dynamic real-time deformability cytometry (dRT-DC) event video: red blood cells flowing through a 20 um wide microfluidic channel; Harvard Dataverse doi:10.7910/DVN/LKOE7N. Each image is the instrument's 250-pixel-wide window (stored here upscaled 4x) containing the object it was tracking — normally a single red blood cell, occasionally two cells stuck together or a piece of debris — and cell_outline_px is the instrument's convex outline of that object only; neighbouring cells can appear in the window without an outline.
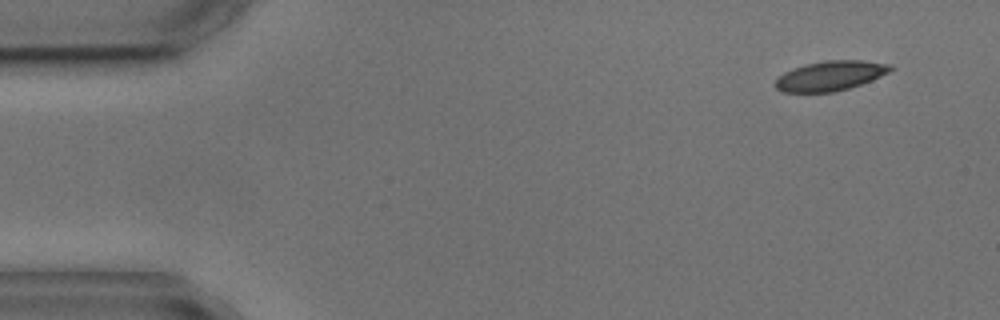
{"species": "common noctule bat (a hibernating species)", "species_latin": "Nyctalus noctula", "temperature_condition": "cold", "stored_images_in_passage": 3, "segment_of_instrument_passage": [1, 2], "camera_frame_rate_fps": 3000, "um_per_image_px": 0.085, "animal": {"sex": "male", "body_mass_g": 17.9, "forearm_length_mm": 54.2}, "frame": {"image": 1, "passage_image": 1, "time_ms": 0.0, "image_size_px": [1000, 320], "cell_outline_px": [[896, 68], [872, 80], [848, 88], [832, 92], [784, 92], [776, 88], [772, 84], [784, 72], [792, 68], [804, 64], [828, 60], [864, 60], [892, 64]], "centroid_in_image_um": [70.58, 6.43], "position_along_channel_um": 14.4, "area_um2": 20.06}}